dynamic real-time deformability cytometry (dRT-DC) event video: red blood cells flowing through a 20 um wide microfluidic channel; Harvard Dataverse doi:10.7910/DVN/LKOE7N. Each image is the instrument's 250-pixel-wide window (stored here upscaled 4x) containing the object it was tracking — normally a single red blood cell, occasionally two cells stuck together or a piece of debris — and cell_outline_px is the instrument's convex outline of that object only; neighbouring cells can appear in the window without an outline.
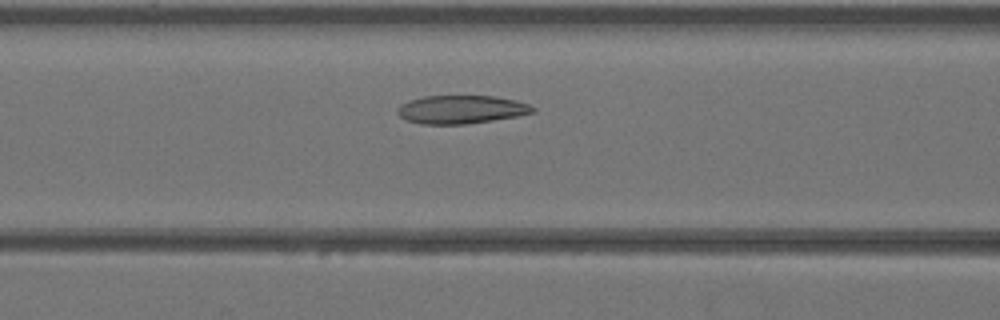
{"species": "Egyptian fruit bat (a non-hibernating species)", "species_latin": "Rousettus aegyptiacus", "temperature_condition": "warm", "stored_images_in_passage": 30, "camera_frame_rate_fps": 3000, "um_per_image_px": 0.085, "animal": {"sex": "female"}, "frame": {"image": 1, "passage_image": 5, "time_ms": 1.333, "image_size_px": [1000, 320], "cell_outline_px": [[536, 112], [516, 116], [492, 120], [464, 124], [420, 124], [404, 120], [396, 112], [396, 108], [400, 104], [408, 100], [424, 96], [496, 96], [516, 100], [528, 104], [536, 108]], "centroid_in_image_um": [39.16, 9.3], "position_along_channel_um": 127.4, "area_um2": 22.48}}
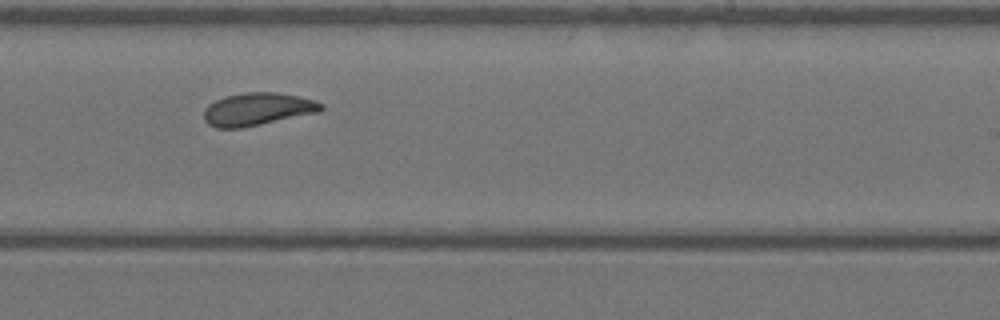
{"frame": {"image": 2, "passage_image": 14, "time_ms": 4.333, "image_size_px": [1000, 320], "cell_outline_px": [[324, 108], [320, 112], [240, 128], [216, 128], [208, 124], [204, 120], [204, 108], [208, 104], [224, 96], [244, 92], [276, 92], [296, 96], [312, 100], [324, 104]], "centroid_in_image_um": [21.85, 9.28], "position_along_channel_um": 267.1, "area_um2": 22.31}}
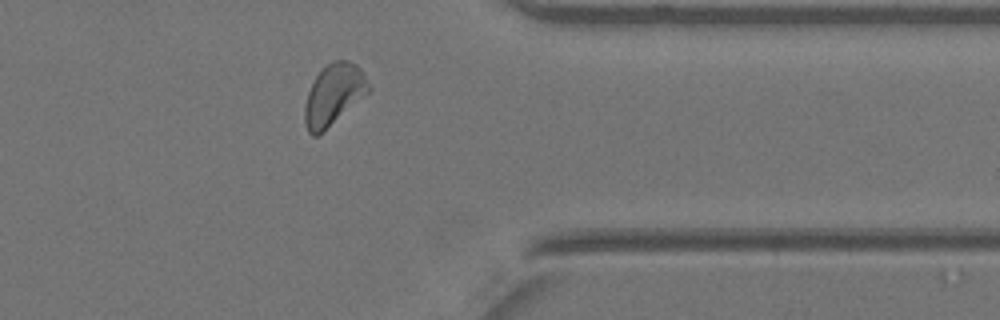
{"frame": {"image": 3, "passage_image": 22, "time_ms": 7.0, "image_size_px": [1000, 320], "cell_outline_px": [[372, 88], [368, 92], [316, 136], [312, 136], [308, 132], [304, 120], [304, 104], [308, 92], [316, 76], [332, 60], [348, 60], [356, 64], [364, 72]], "centroid_in_image_um": [28.36, 8.0], "position_along_channel_um": 383.0, "area_um2": 22.25}}